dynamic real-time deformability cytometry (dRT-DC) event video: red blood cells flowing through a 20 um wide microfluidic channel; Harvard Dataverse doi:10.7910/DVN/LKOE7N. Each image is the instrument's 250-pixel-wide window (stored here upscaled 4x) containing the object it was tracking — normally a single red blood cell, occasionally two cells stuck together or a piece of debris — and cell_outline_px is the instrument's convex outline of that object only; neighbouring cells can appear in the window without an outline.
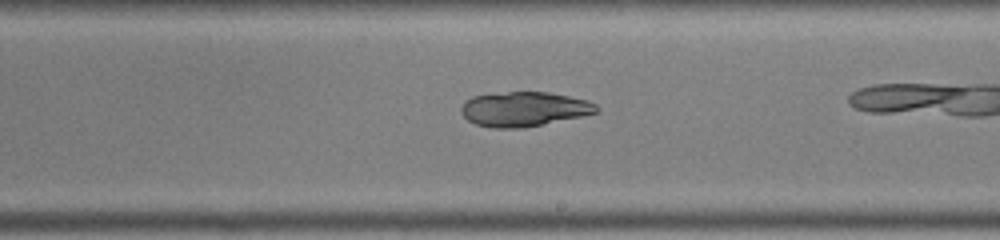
{"species": "common noctule bat (a hibernating species)", "species_latin": "Nyctalus noctula", "temperature_condition": "warm", "stored_images_in_passage": 25, "camera_frame_rate_fps": 3000, "um_per_image_px": 0.085, "animal": {"sex": "male", "body_mass_g": 19.0, "forearm_length_mm": 50.8}, "frame": {"image": 1, "passage_image": 15, "time_ms": 4.667, "image_size_px": [1000, 240], "cell_outline_px": [[600, 108], [596, 112], [580, 116], [520, 128], [492, 128], [476, 124], [468, 120], [460, 112], [460, 108], [464, 100], [472, 96], [508, 92], [548, 92], [588, 100], [596, 104]], "centroid_in_image_um": [44.5, 9.26], "position_along_channel_um": 244.5, "area_um2": 27.05}}
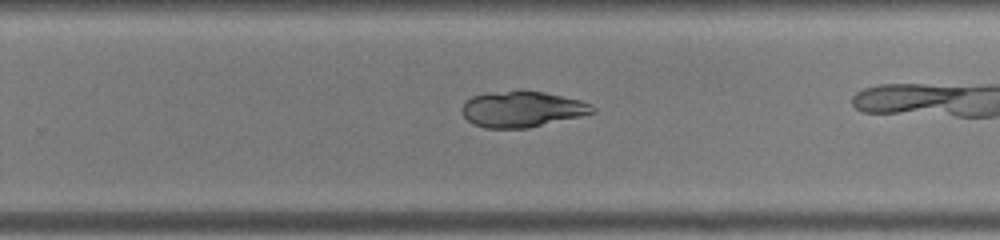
{"frame": {"image": 2, "passage_image": 18, "time_ms": 5.667, "image_size_px": [1000, 240], "cell_outline_px": [[596, 112], [580, 116], [528, 128], [488, 128], [472, 124], [464, 116], [464, 104], [472, 96], [488, 92], [544, 92], [580, 100], [592, 104], [596, 108]], "centroid_in_image_um": [44.41, 9.29], "position_along_channel_um": 285.4, "area_um2": 26.76}}